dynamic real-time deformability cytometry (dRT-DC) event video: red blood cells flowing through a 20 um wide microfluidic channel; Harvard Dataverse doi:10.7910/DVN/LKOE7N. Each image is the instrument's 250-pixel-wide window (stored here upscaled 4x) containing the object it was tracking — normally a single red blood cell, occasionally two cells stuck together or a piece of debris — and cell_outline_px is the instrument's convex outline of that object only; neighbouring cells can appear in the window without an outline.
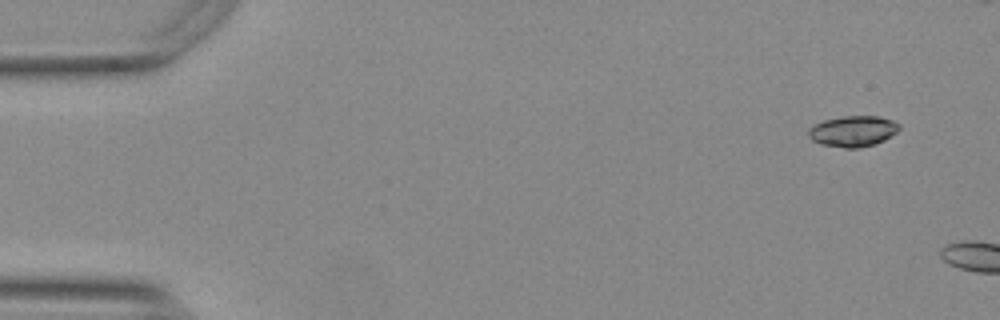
{"species": "Egyptian fruit bat (a non-hibernating species)", "species_latin": "Rousettus aegyptiacus", "temperature_condition": "warm", "stored_images_in_passage": 5, "camera_frame_rate_fps": 3000, "um_per_image_px": 0.085, "animal": {"sex": "female"}, "frame": {"image": 1, "passage_image": 1, "time_ms": 0.0, "image_size_px": [1000, 320], "cell_outline_px": [[900, 128], [896, 132], [884, 140], [876, 144], [856, 148], [844, 148], [820, 144], [812, 140], [808, 136], [808, 128], [824, 120], [844, 116], [880, 116], [892, 120], [900, 124]], "centroid_in_image_um": [72.5, 11.15], "position_along_channel_um": 12.5, "area_um2": 16.36}}